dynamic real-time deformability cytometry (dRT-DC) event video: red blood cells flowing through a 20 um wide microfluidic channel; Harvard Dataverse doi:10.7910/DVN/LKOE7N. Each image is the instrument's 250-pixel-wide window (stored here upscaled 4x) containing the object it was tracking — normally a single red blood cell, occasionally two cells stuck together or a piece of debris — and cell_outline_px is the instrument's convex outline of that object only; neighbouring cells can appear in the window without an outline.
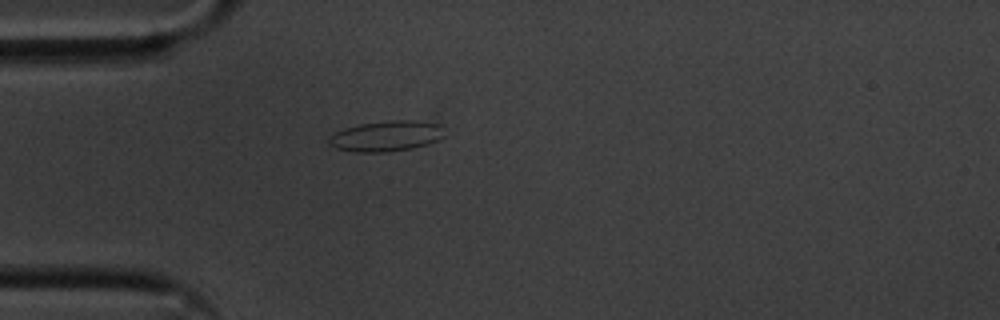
{"species": "common noctule bat (a hibernating species)", "species_latin": "Nyctalus noctula", "temperature_condition": "cold", "stored_images_in_passage": 42, "camera_frame_rate_fps": 3000, "um_per_image_px": 0.085, "animal": {"sex": "male", "body_mass_g": 20.1, "forearm_length_mm": 53.5}, "frame": {"image": 1, "passage_image": 1, "time_ms": 0.0, "image_size_px": [1000, 320], "cell_outline_px": [[444, 136], [428, 144], [412, 148], [388, 152], [352, 152], [336, 148], [328, 144], [328, 140], [332, 132], [344, 128], [360, 124], [392, 120], [412, 120], [436, 124]], "centroid_in_image_um": [32.73, 11.58], "position_along_channel_um": 52.3, "area_um2": 20.4}}
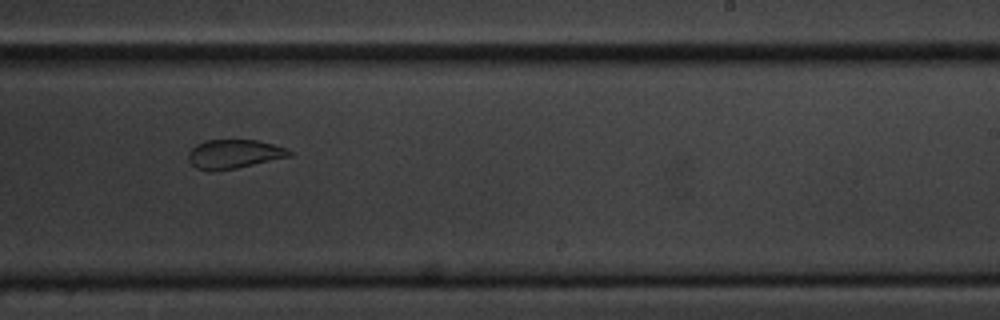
{"frame": {"image": 2, "passage_image": 20, "time_ms": 6.333, "image_size_px": [1000, 320], "cell_outline_px": [[292, 156], [236, 168], [212, 172], [196, 168], [188, 160], [188, 152], [196, 144], [204, 140], [256, 140], [272, 144], [284, 148], [292, 152]], "centroid_in_image_um": [19.85, 13.1], "position_along_channel_um": 269.2, "area_um2": 17.05}}
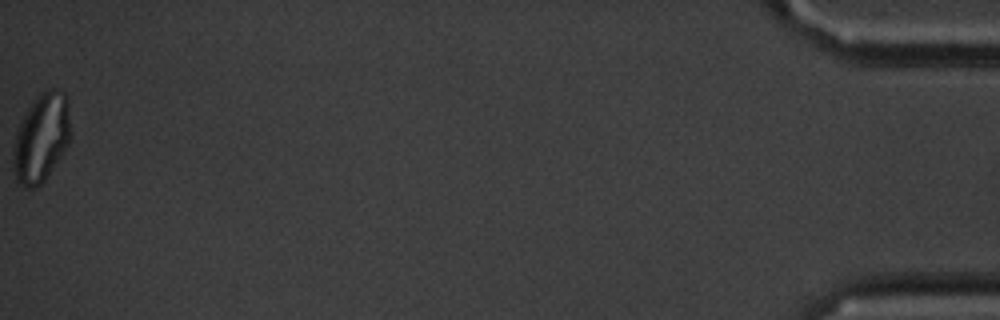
{"frame": {"image": 3, "passage_image": 42, "time_ms": 13.667, "image_size_px": [1000, 320], "cell_outline_px": [[68, 144], [44, 180], [36, 188], [28, 188], [20, 184], [16, 180], [12, 164], [12, 152], [16, 132], [28, 108], [40, 92], [48, 88], [56, 88], [64, 92], [68, 100]], "centroid_in_image_um": [3.47, 11.71], "position_along_channel_um": 431.7, "area_um2": 29.13}, "authors_computed_cell_mechanics": {"area_um2": 18.5538, "velocity_mm_per_s": 3.5567, "shape_relaxation_time_tau1_ms": null, "shape_relaxation_time_tau2_ms": 1.8737, "deformation_change_tau1": null, "deformation_change_tau2": 0.0521}}